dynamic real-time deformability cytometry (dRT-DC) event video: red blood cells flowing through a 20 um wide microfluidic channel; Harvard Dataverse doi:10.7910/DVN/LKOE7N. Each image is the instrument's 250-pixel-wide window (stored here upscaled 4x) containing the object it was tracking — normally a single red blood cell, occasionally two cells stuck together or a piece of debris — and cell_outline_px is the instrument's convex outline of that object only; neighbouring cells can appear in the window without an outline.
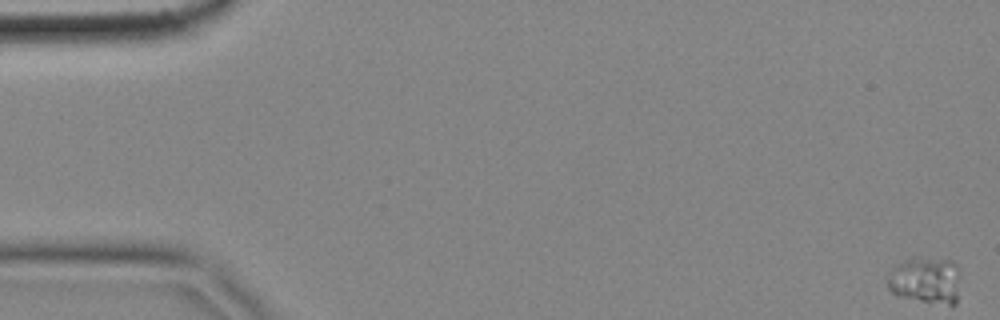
{"species": "common noctule bat (a hibernating species)", "species_latin": "Nyctalus noctula", "temperature_condition": "cold", "stored_images_in_passage": 61, "camera_frame_rate_fps": 3000, "um_per_image_px": 0.085, "animal": {"sex": "female", "body_mass_g": 18.4}, "frame": {"image": 1, "passage_image": 1, "time_ms": 0.0, "image_size_px": [1000, 320], "cell_outline_px": [[960, 272], [956, 304], [948, 304], [920, 300], [896, 296], [888, 288], [888, 280], [892, 268], [896, 264], [904, 260], [952, 260], [960, 268]], "centroid_in_image_um": [78.7, 23.85], "position_along_channel_um": 6.3, "area_um2": 19.36}}
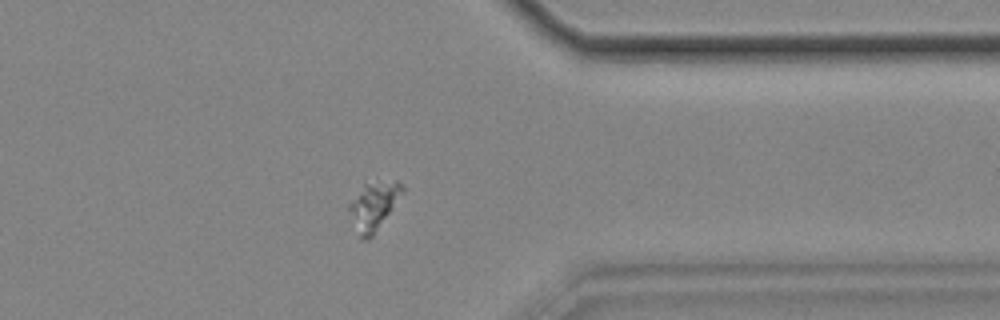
{"frame": {"image": 2, "passage_image": 48, "time_ms": 15.667, "image_size_px": [1000, 320], "cell_outline_px": [[404, 192], [372, 236], [368, 240], [360, 240], [348, 208], [348, 204], [364, 184], [396, 180], [404, 188]], "centroid_in_image_um": [31.75, 17.52], "position_along_channel_um": 379.6, "area_um2": 14.51}}
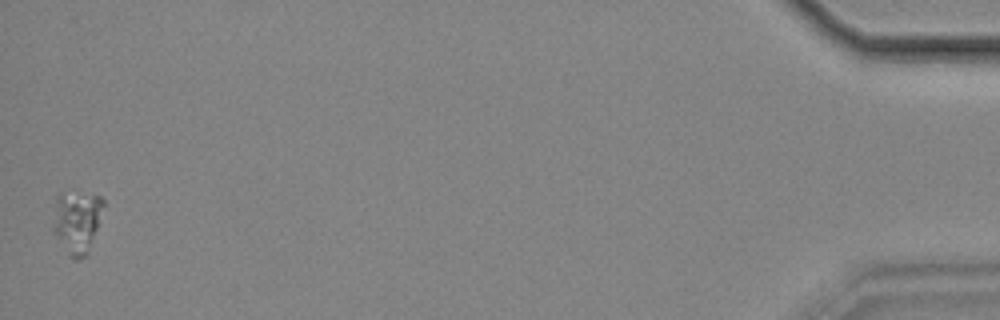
{"frame": {"image": 3, "passage_image": 60, "time_ms": 19.667, "image_size_px": [1000, 320], "cell_outline_px": [[104, 204], [88, 252], [84, 256], [76, 260], [72, 260], [68, 256], [52, 228], [56, 196], [60, 192], [100, 196], [104, 200]], "centroid_in_image_um": [6.5, 18.85], "position_along_channel_um": 428.7, "area_um2": 18.03}}